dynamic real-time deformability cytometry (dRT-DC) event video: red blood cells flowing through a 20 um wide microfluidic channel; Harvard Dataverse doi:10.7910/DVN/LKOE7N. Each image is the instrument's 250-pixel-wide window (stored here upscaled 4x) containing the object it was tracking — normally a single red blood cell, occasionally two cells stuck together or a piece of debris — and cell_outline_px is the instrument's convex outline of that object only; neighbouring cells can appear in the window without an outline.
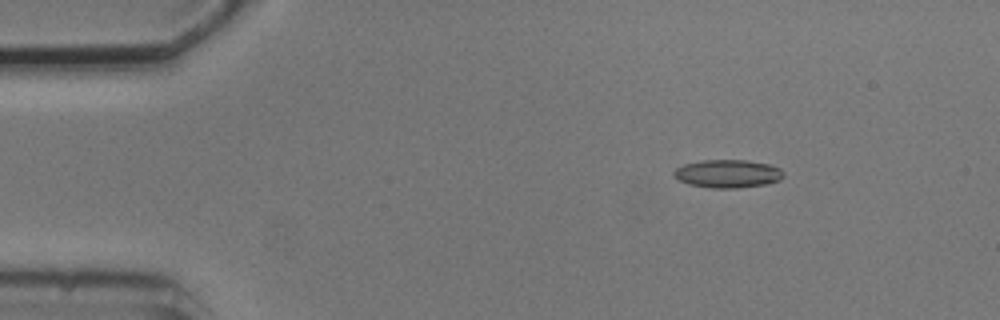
{"species": "common noctule bat (a hibernating species)", "species_latin": "Nyctalus noctula", "temperature_condition": "cold", "stored_images_in_passage": 2, "camera_frame_rate_fps": 3000, "um_per_image_px": 0.085, "animal": {"sex": "male", "body_mass_g": 20.5, "forearm_length_mm": 52.5}, "frame": {"image": 1, "passage_image": 1, "time_ms": 0.0, "image_size_px": [1000, 320], "cell_outline_px": [[784, 176], [780, 180], [764, 184], [736, 188], [712, 188], [688, 184], [680, 180], [672, 172], [676, 168], [684, 164], [700, 160], [744, 160], [768, 164], [780, 168], [784, 172]], "centroid_in_image_um": [61.86, 14.76], "position_along_channel_um": 23.1, "area_um2": 17.86}}